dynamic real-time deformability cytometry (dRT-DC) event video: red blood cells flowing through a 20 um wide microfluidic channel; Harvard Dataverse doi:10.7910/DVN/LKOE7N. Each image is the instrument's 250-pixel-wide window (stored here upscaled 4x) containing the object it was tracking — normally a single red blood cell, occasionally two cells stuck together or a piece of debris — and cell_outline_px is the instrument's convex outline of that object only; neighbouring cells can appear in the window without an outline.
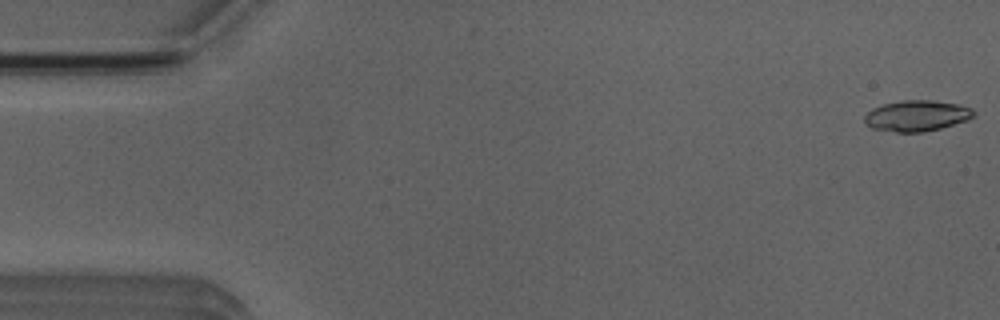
{"species": "Egyptian fruit bat (a non-hibernating species)", "species_latin": "Rousettus aegyptiacus", "temperature_condition": "room temperature", "stored_images_in_passage": 5, "camera_frame_rate_fps": 3000, "um_per_image_px": 0.085, "animal": {"sex": "male"}, "frame": {"image": 1, "passage_image": 1, "time_ms": 0.0, "image_size_px": [1000, 320], "cell_outline_px": [[976, 116], [968, 120], [940, 128], [924, 132], [896, 132], [872, 128], [864, 124], [864, 116], [872, 108], [884, 104], [900, 100], [932, 100], [960, 104], [972, 108], [976, 112]], "centroid_in_image_um": [77.95, 9.83], "position_along_channel_um": 7.1, "area_um2": 19.88}}